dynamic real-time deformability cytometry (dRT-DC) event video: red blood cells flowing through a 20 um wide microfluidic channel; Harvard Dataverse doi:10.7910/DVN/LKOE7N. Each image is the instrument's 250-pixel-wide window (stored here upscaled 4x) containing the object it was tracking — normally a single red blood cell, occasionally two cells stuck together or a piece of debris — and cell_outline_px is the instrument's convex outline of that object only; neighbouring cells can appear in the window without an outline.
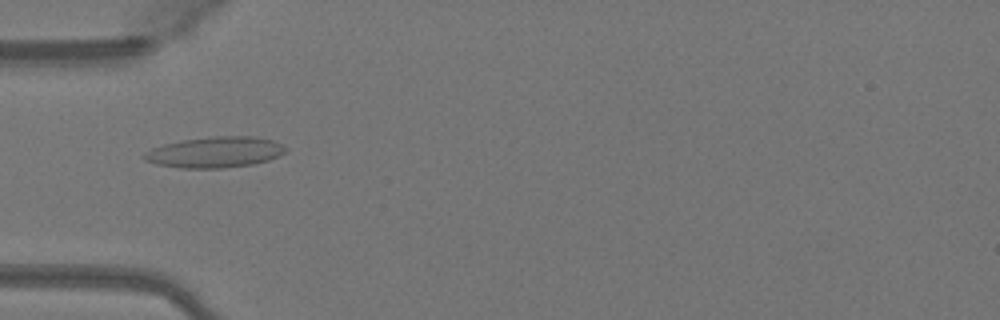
{"species": "Egyptian fruit bat (a non-hibernating species)", "species_latin": "Rousettus aegyptiacus", "temperature_condition": "warm", "stored_images_in_passage": 36, "camera_frame_rate_fps": 3000, "um_per_image_px": 0.085, "animal": {"sex": "female"}, "frame": {"image": 1, "passage_image": 12, "time_ms": 3.667, "image_size_px": [1000, 320], "cell_outline_px": [[288, 148], [280, 156], [268, 160], [252, 164], [224, 168], [180, 168], [156, 164], [144, 160], [140, 156], [144, 152], [152, 148], [164, 144], [184, 140], [212, 136], [256, 136], [272, 140]], "centroid_in_image_um": [18.26, 12.94], "position_along_channel_um": 66.7, "area_um2": 25.55}}
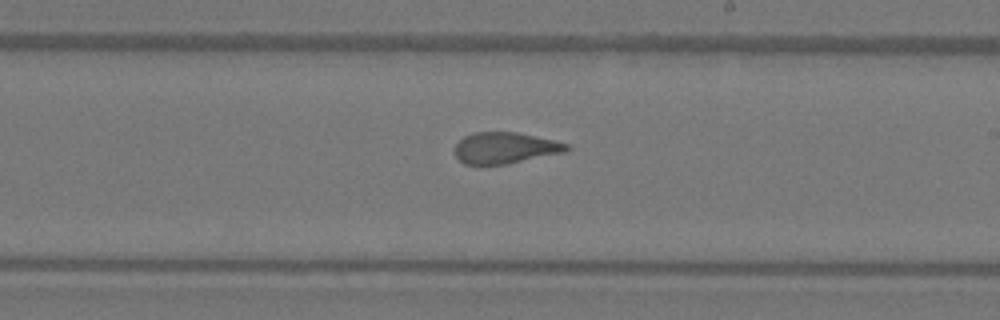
{"frame": {"image": 2, "passage_image": 25, "time_ms": 8.0, "image_size_px": [1000, 320], "cell_outline_px": [[572, 148], [564, 152], [508, 164], [464, 164], [452, 152], [452, 148], [464, 136], [472, 132], [516, 132], [552, 140], [568, 144]], "centroid_in_image_um": [42.88, 12.57], "position_along_channel_um": 246.1, "area_um2": 20.4}}
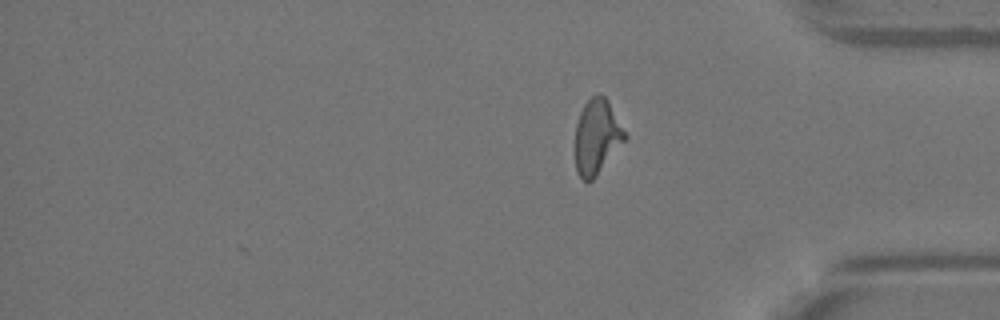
{"frame": {"image": 3, "passage_image": 36, "time_ms": 11.667, "image_size_px": [1000, 320], "cell_outline_px": [[628, 136], [596, 176], [588, 184], [576, 172], [576, 124], [580, 112], [584, 104], [592, 96], [604, 96], [608, 100]], "centroid_in_image_um": [50.73, 11.64], "position_along_channel_um": 384.5, "area_um2": 21.39}, "authors_computed_cell_mechanics": {"area_um2": 21.4438, "velocity_mm_per_s": 4.1381, "shape_relaxation_time_tau1_ms": null, "shape_relaxation_time_tau2_ms": 0.9426, "deformation_change_tau1": null, "deformation_change_tau2": 0.0793}}